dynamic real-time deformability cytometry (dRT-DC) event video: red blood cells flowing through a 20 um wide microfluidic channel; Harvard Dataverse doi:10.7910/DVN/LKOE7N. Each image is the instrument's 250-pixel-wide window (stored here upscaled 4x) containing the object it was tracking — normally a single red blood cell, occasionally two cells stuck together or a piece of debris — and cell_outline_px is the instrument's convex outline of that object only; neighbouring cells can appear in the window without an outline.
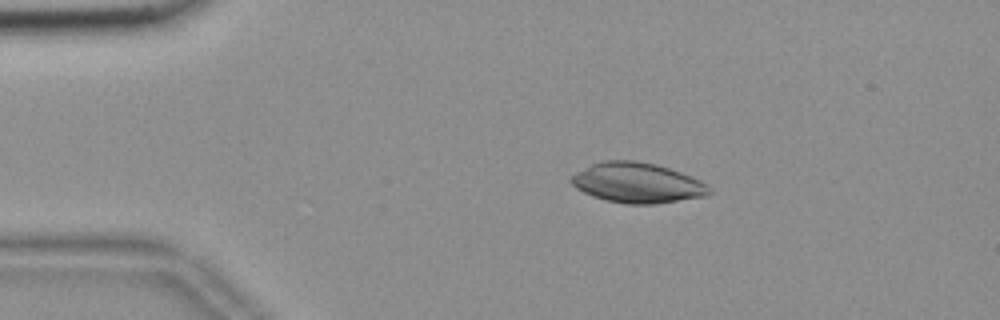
{"species": "common noctule bat (a hibernating species)", "species_latin": "Nyctalus noctula", "temperature_condition": "room temperature", "stored_images_in_passage": 47, "camera_frame_rate_fps": 3000, "um_per_image_px": 0.085, "animal": {"sex": "female", "body_mass_g": 18.4}, "frame": {"image": 1, "passage_image": 2, "time_ms": 0.333, "image_size_px": [1000, 320], "cell_outline_px": [[712, 192], [704, 196], [656, 204], [628, 204], [604, 200], [592, 196], [576, 188], [568, 180], [576, 172], [592, 164], [604, 160], [636, 160], [656, 164], [680, 172], [700, 180]], "centroid_in_image_um": [54.12, 15.54], "position_along_channel_um": 30.9, "area_um2": 32.14}}
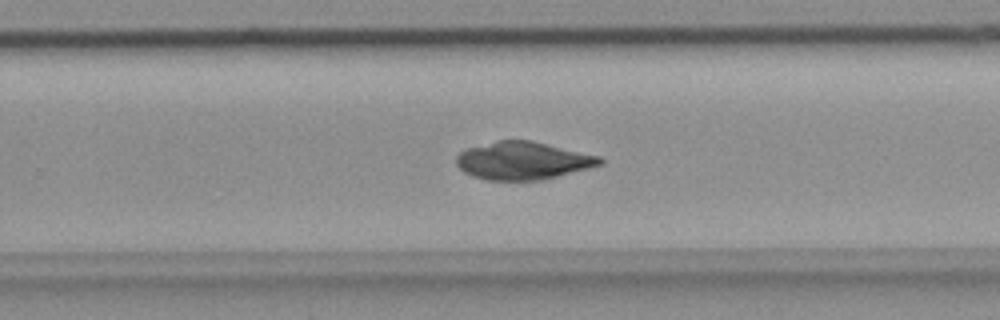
{"frame": {"image": 2, "passage_image": 27, "time_ms": 8.667, "image_size_px": [1000, 320], "cell_outline_px": [[604, 164], [540, 180], [484, 180], [472, 176], [464, 172], [456, 164], [456, 156], [460, 152], [468, 148], [496, 140], [532, 140], [600, 156], [604, 160]], "centroid_in_image_um": [44.44, 13.65], "position_along_channel_um": 285.4, "area_um2": 31.62}}
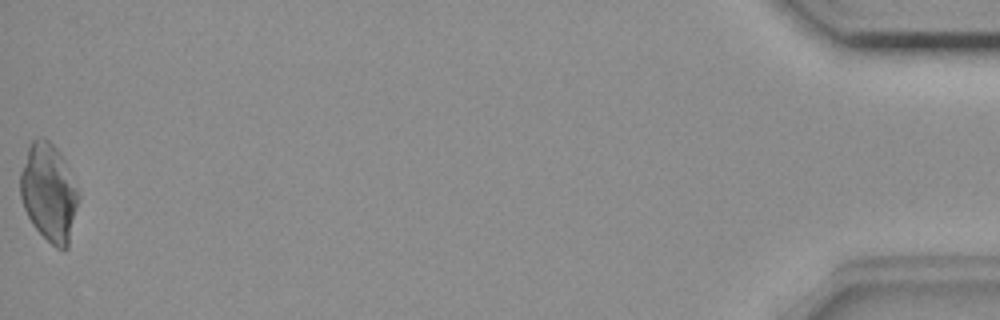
{"frame": {"image": 3, "passage_image": 47, "time_ms": 15.333, "image_size_px": [1000, 320], "cell_outline_px": [[80, 196], [68, 248], [64, 252], [56, 248], [32, 224], [24, 208], [20, 196], [20, 172], [28, 148], [32, 140], [44, 136], [56, 148], [64, 160]], "centroid_in_image_um": [4.15, 16.39], "position_along_channel_um": 431.0, "area_um2": 33.0}}